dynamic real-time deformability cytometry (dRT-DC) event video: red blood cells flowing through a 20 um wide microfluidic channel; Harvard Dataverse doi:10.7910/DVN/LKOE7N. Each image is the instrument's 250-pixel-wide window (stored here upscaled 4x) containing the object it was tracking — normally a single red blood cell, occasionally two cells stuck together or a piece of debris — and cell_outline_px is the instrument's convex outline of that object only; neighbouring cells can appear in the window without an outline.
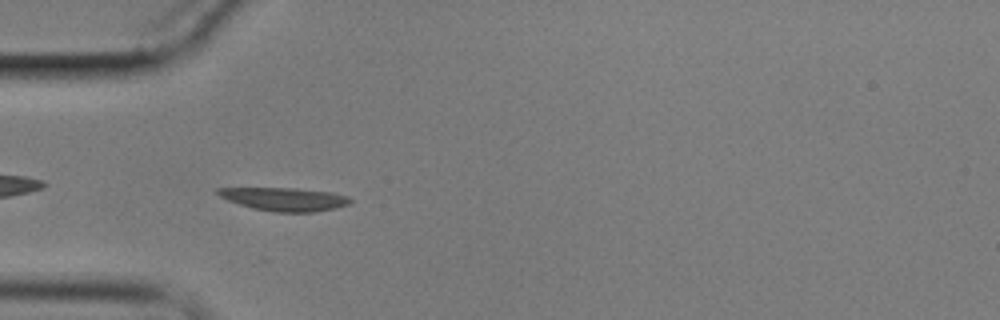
{"species": "common noctule bat (a hibernating species)", "species_latin": "Nyctalus noctula", "temperature_condition": "cold", "stored_images_in_passage": 46, "camera_frame_rate_fps": 3000, "um_per_image_px": 0.085, "animal": {"sex": "male", "body_mass_g": 17.9}, "frame": {"image": 1, "passage_image": 4, "time_ms": 1.0, "image_size_px": [1000, 320], "cell_outline_px": [[352, 200], [348, 204], [336, 208], [312, 212], [272, 212], [252, 208], [228, 200], [220, 196], [216, 192], [216, 188], [296, 188], [332, 192], [348, 196]], "centroid_in_image_um": [24.2, 16.92], "position_along_channel_um": 60.8, "area_um2": 17.92}}
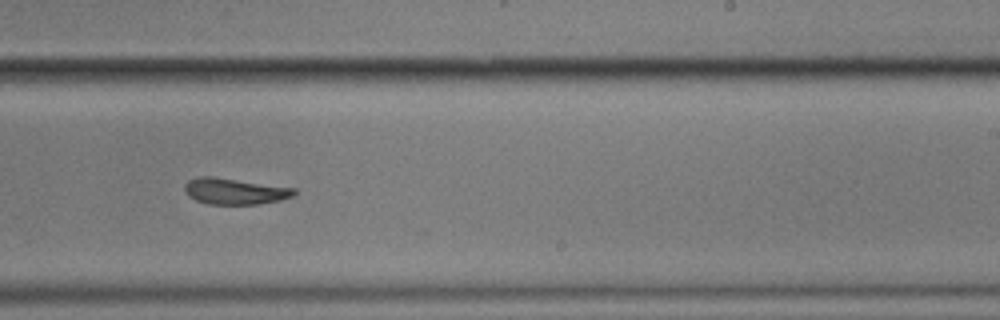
{"frame": {"image": 2, "passage_image": 23, "time_ms": 7.333, "image_size_px": [1000, 320], "cell_outline_px": [[296, 192], [292, 196], [280, 200], [260, 204], [208, 204], [196, 200], [188, 196], [184, 192], [184, 184], [188, 180], [200, 176], [212, 176], [296, 188]], "centroid_in_image_um": [19.92, 16.25], "position_along_channel_um": 269.1, "area_um2": 16.76}}
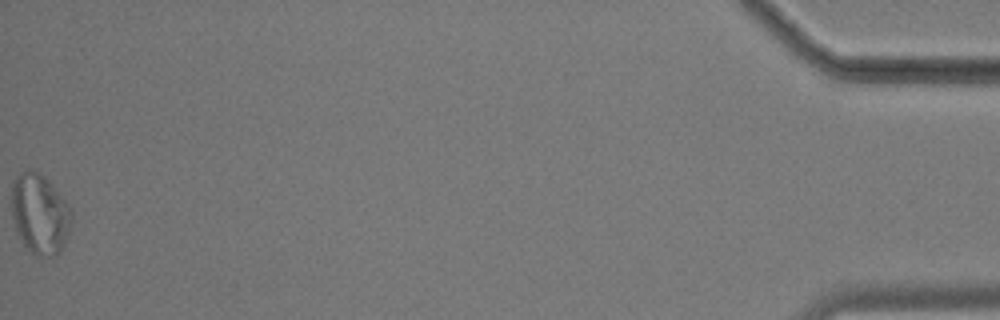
{"frame": {"image": 3, "passage_image": 46, "time_ms": 15.0, "image_size_px": [1000, 320], "cell_outline_px": [[72, 220], [64, 244], [60, 252], [56, 256], [40, 256], [32, 252], [24, 244], [16, 228], [12, 216], [12, 184], [16, 176], [24, 168], [28, 168], [44, 176], [52, 184], [68, 204], [72, 212]], "centroid_in_image_um": [3.39, 18.15], "position_along_channel_um": 431.8, "area_um2": 27.86}, "authors_computed_cell_mechanics": {"area_um2": 17.5134, "velocity_mm_per_s": 3.3692, "shape_relaxation_time_tau1_ms": 3.708, "shape_relaxation_time_tau2_ms": null, "deformation_change_tau1": 0.1281, "deformation_change_tau2": null}}